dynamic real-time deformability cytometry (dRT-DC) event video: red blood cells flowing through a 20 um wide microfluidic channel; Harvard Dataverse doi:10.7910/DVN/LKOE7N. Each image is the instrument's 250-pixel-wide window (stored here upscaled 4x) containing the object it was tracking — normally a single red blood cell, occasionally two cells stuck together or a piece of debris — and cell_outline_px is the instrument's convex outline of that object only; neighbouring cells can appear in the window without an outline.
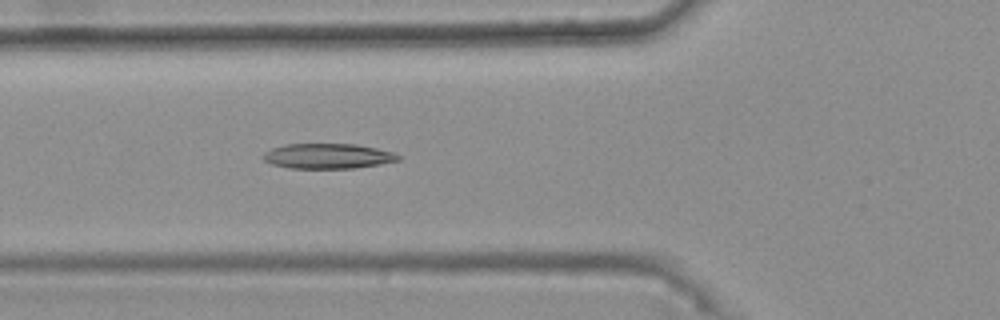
{"species": "common noctule bat (a hibernating species)", "species_latin": "Nyctalus noctula", "temperature_condition": "warm", "stored_images_in_passage": 34, "camera_frame_rate_fps": 3000, "um_per_image_px": 0.085, "animal": {"sex": "female", "body_mass_g": 25.1}, "frame": {"image": 1, "passage_image": 6, "time_ms": 1.667, "image_size_px": [1000, 320], "cell_outline_px": [[400, 160], [380, 164], [356, 168], [288, 168], [272, 164], [264, 160], [260, 156], [264, 152], [272, 148], [284, 144], [356, 144], [376, 148], [392, 152], [400, 156]], "centroid_in_image_um": [27.83, 13.27], "position_along_channel_um": 98.0, "area_um2": 19.83}}
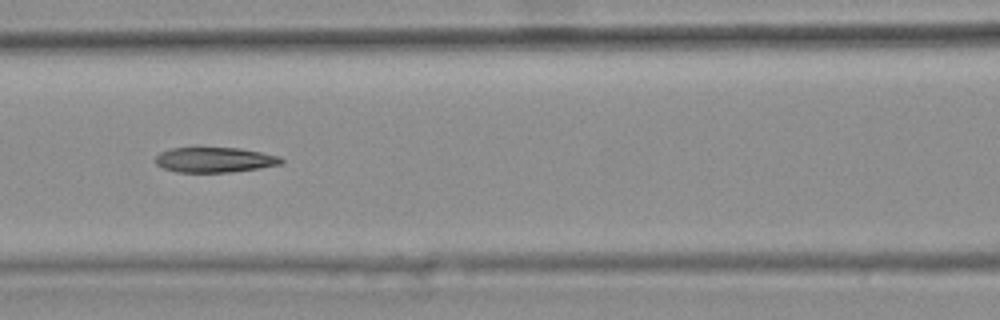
{"frame": {"image": 2, "passage_image": 10, "time_ms": 3.0, "image_size_px": [1000, 320], "cell_outline_px": [[284, 164], [260, 168], [232, 172], [176, 172], [164, 168], [156, 164], [156, 156], [160, 152], [172, 148], [196, 144], [240, 148], [280, 156], [284, 160]], "centroid_in_image_um": [18.23, 13.53], "position_along_channel_um": 148.4, "area_um2": 19.42}, "authors_computed_cell_mechanics": {"area_um2": 19.1896, "velocity_mm_per_s": 3.7601, "shape_relaxation_time_tau1_ms": null, "shape_relaxation_time_tau2_ms": 3.71, "deformation_change_tau1": null, "deformation_change_tau2": 0.136}}